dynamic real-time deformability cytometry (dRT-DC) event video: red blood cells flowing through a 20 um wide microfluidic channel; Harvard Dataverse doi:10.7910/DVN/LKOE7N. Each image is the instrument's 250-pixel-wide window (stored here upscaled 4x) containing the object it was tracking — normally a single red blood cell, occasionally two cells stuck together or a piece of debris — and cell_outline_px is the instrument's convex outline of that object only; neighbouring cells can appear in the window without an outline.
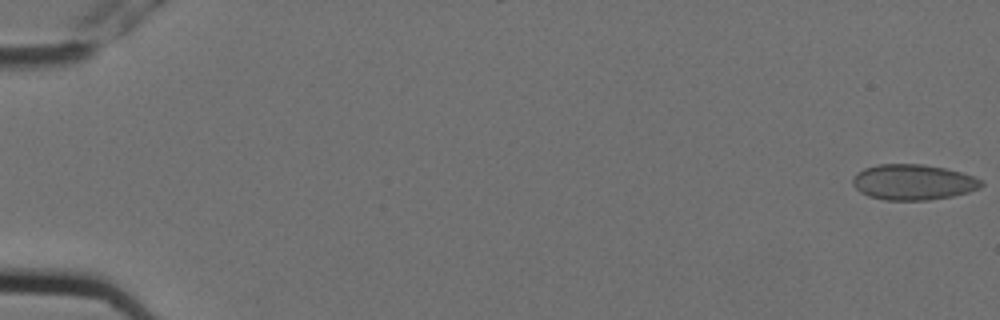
{"species": "Egyptian fruit bat (a non-hibernating species)", "species_latin": "Rousettus aegyptiacus", "temperature_condition": "cold", "stored_images_in_passage": 6, "camera_frame_rate_fps": 3000, "um_per_image_px": 0.085, "animal": {"sex": "female"}, "frame": {"image": 1, "passage_image": 1, "time_ms": 0.0, "image_size_px": [1000, 320], "cell_outline_px": [[984, 184], [980, 188], [968, 192], [952, 196], [928, 200], [884, 200], [868, 196], [860, 192], [852, 184], [852, 176], [856, 172], [864, 168], [876, 164], [924, 164], [944, 168], [960, 172], [972, 176], [980, 180]], "centroid_in_image_um": [77.57, 15.48], "position_along_channel_um": 7.4, "area_um2": 26.76}}
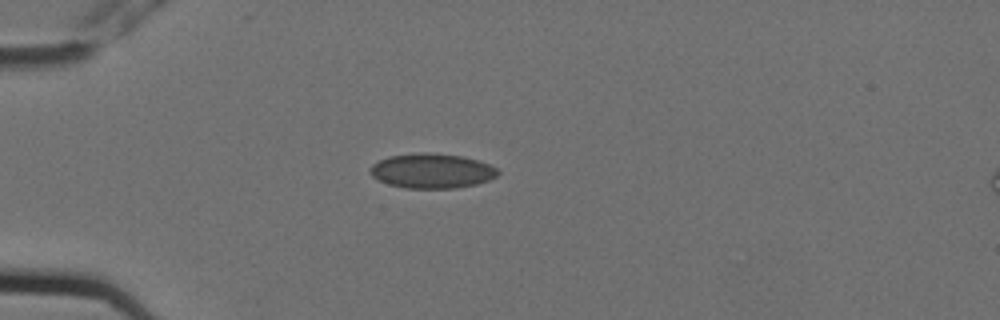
{"frame": {"image": 2, "passage_image": 5, "time_ms": 1.333, "image_size_px": [1000, 320], "cell_outline_px": [[500, 172], [496, 176], [488, 180], [476, 184], [456, 188], [404, 188], [388, 184], [372, 176], [368, 172], [368, 168], [372, 164], [388, 156], [420, 152], [424, 152], [460, 156], [480, 160], [496, 168]], "centroid_in_image_um": [36.68, 14.52], "position_along_channel_um": 48.3, "area_um2": 25.89}}